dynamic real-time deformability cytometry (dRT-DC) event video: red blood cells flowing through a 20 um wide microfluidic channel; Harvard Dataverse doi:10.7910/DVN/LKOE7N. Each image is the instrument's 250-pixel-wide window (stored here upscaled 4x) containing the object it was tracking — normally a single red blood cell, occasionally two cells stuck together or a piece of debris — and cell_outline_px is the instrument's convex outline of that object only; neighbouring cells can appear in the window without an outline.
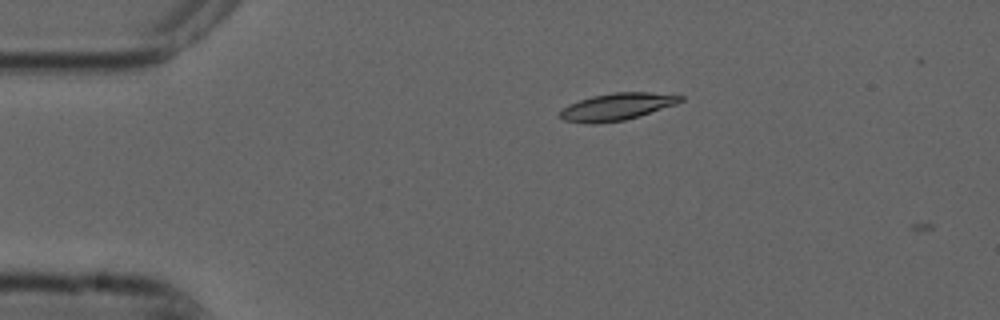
{"species": "common noctule bat (a hibernating species)", "species_latin": "Nyctalus noctula", "temperature_condition": "cold", "stored_images_in_passage": 2, "camera_frame_rate_fps": 3000, "um_per_image_px": 0.085, "animal": {"sex": "male", "forearm_length_mm": 52.5}, "frame": {"image": 1, "passage_image": 1, "time_ms": 0.0, "image_size_px": [1000, 320], "cell_outline_px": [[684, 100], [676, 104], [624, 120], [596, 124], [584, 124], [564, 120], [556, 116], [568, 104], [592, 96], [612, 92], [648, 92], [684, 96]], "centroid_in_image_um": [52.38, 9.07], "position_along_channel_um": 32.6, "area_um2": 19.02}}